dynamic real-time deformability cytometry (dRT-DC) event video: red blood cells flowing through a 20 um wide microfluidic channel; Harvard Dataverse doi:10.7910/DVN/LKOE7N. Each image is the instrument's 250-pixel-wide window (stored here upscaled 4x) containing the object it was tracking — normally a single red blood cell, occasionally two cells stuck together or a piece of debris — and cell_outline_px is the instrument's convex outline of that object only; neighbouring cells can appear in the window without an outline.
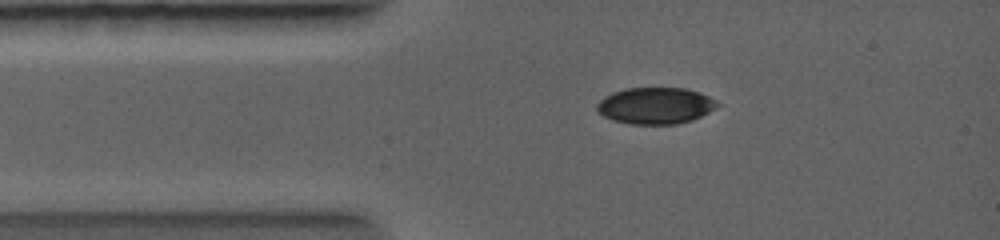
{"species": "common noctule bat (a hibernating species)", "species_latin": "Nyctalus noctula", "temperature_condition": "warm", "stored_images_in_passage": 36, "camera_frame_rate_fps": 5000, "um_per_image_px": 0.085, "animal": {"sex": "female", "body_mass_g": 19.0, "forearm_length_mm": 56.7}, "frame": {"image": 1, "passage_image": 5, "time_ms": 1.4, "image_size_px": [1000, 240], "cell_outline_px": [[720, 104], [716, 108], [692, 120], [676, 124], [628, 124], [612, 120], [596, 112], [596, 104], [604, 96], [612, 92], [624, 88], [684, 88], [700, 92], [716, 100]], "centroid_in_image_um": [55.68, 8.98], "position_along_channel_um": 29.3, "area_um2": 25.84}}
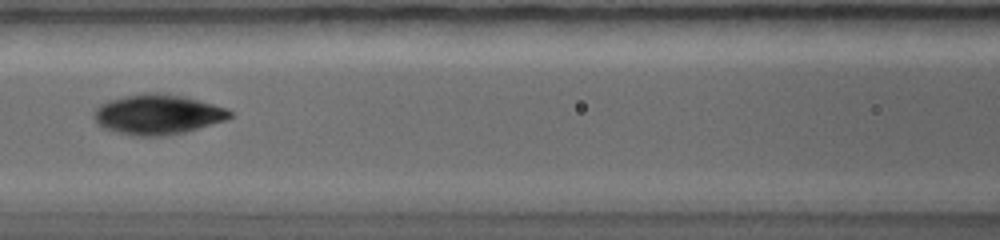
{"frame": {"image": 2, "passage_image": 13, "time_ms": 4.2, "image_size_px": [1000, 240], "cell_outline_px": [[232, 116], [228, 120], [184, 132], [168, 136], [140, 136], [120, 132], [104, 128], [96, 124], [92, 116], [96, 108], [100, 104], [108, 100], [128, 96], [180, 96], [228, 108], [232, 112]], "centroid_in_image_um": [13.42, 9.78], "position_along_channel_um": 153.2, "area_um2": 30.63}}
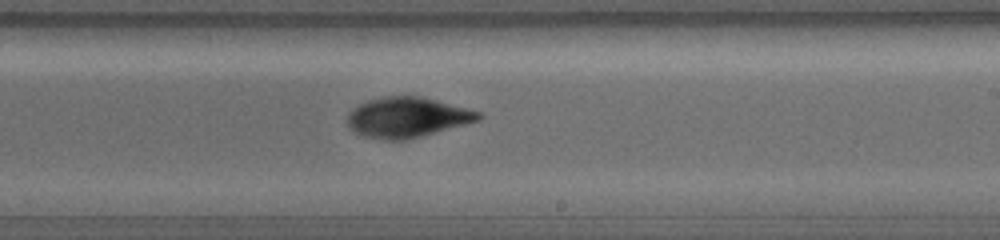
{"frame": {"image": 3, "passage_image": 19, "time_ms": 6.2, "image_size_px": [1000, 240], "cell_outline_px": [[484, 116], [480, 120], [436, 132], [404, 140], [384, 140], [364, 136], [352, 132], [348, 128], [348, 112], [360, 104], [368, 100], [388, 96], [416, 96], [480, 112]], "centroid_in_image_um": [34.56, 9.99], "position_along_channel_um": 254.4, "area_um2": 30.23}}